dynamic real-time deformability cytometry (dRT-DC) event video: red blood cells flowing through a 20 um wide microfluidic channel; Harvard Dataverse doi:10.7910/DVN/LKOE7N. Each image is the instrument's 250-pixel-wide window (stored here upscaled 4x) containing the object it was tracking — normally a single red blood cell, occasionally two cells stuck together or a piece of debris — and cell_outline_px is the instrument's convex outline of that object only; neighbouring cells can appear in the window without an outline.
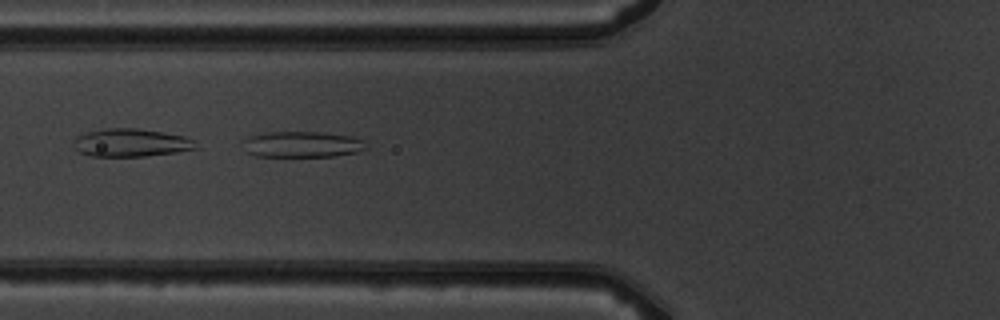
{"species": "common noctule bat (a hibernating species)", "species_latin": "Nyctalus noctula", "temperature_condition": "warm", "stored_images_in_passage": 5, "camera_frame_rate_fps": 3000, "um_per_image_px": 0.085, "animal": {"sex": "male", "body_mass_g": 19.5, "forearm_length_mm": 54.6}, "frame": {"image": 1, "passage_image": 5, "time_ms": 5.667, "image_size_px": [1000, 320], "cell_outline_px": [[368, 148], [356, 152], [332, 156], [256, 156], [244, 152], [240, 140], [248, 136], [268, 132], [324, 132], [352, 136], [360, 140]], "centroid_in_image_um": [25.57, 12.27], "position_along_channel_um": 100.2, "area_um2": 18.79}}